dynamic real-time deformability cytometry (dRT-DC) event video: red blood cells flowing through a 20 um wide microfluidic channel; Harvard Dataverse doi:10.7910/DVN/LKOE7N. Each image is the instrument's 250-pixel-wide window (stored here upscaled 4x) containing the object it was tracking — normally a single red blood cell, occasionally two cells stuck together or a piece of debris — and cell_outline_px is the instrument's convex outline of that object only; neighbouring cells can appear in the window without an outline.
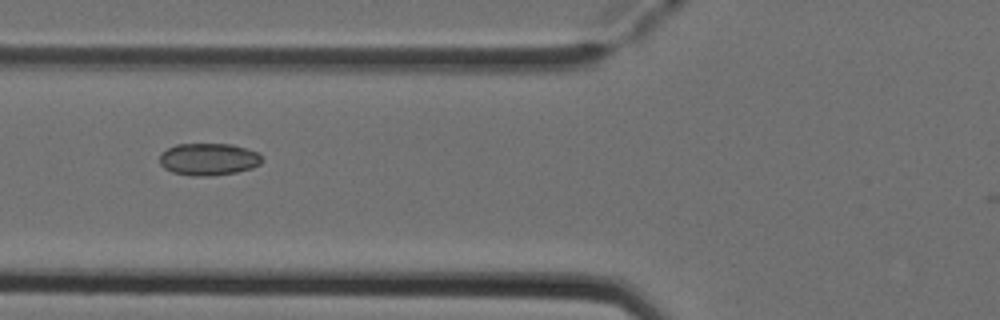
{"species": "Egyptian fruit bat (a non-hibernating species)", "species_latin": "Rousettus aegyptiacus", "temperature_condition": "cold", "stored_images_in_passage": 3, "camera_frame_rate_fps": 3000, "um_per_image_px": 0.085, "animal": {"sex": "female"}, "frame": {"image": 1, "passage_image": 2, "time_ms": 0.333, "image_size_px": [1000, 320], "cell_outline_px": [[264, 160], [260, 164], [252, 168], [236, 172], [208, 176], [192, 176], [172, 172], [164, 168], [160, 164], [160, 152], [176, 144], [232, 144], [260, 152]], "centroid_in_image_um": [17.75, 13.53], "position_along_channel_um": 108.1, "area_um2": 19.42}}
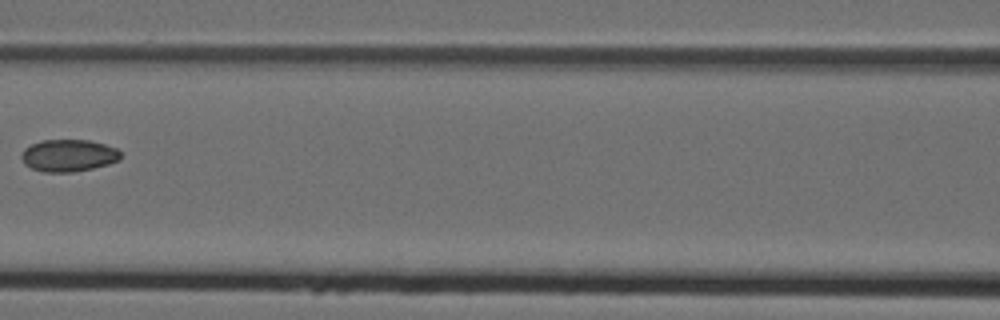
{"frame": {"image": 2, "passage_image": 3, "time_ms": 0.667, "image_size_px": [1000, 320], "cell_outline_px": [[120, 160], [108, 164], [92, 168], [72, 172], [44, 172], [32, 168], [24, 164], [20, 156], [24, 148], [40, 140], [88, 140], [104, 144], [116, 148], [120, 152]], "centroid_in_image_um": [5.8, 13.21], "position_along_channel_um": 160.8, "area_um2": 18.55}}